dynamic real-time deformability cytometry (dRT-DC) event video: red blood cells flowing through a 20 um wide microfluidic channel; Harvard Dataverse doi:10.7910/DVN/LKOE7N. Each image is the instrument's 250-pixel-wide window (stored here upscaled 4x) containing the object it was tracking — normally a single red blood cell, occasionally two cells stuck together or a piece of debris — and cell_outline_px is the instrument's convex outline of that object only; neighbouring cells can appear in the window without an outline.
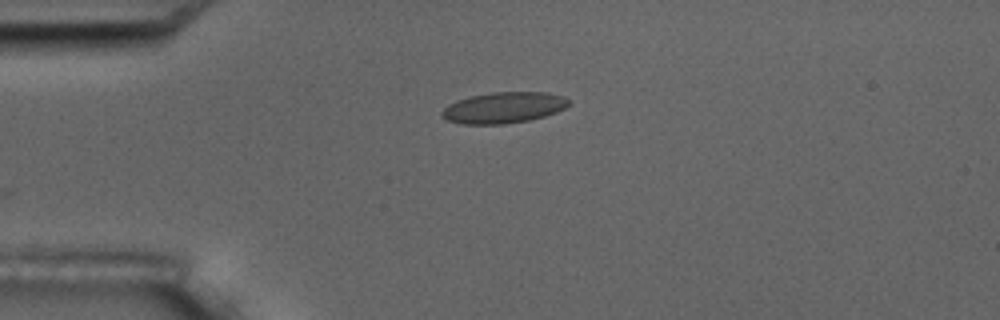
{"species": "common noctule bat (a hibernating species)", "species_latin": "Nyctalus noctula", "temperature_condition": "room temperature", "stored_images_in_passage": 6, "camera_frame_rate_fps": 3000, "um_per_image_px": 0.085, "animal": {"sex": "male", "body_mass_g": 17.5, "forearm_length_mm": 52.3}, "frame": {"image": 1, "passage_image": 1, "time_ms": 0.0, "image_size_px": [1000, 320], "cell_outline_px": [[568, 104], [564, 108], [556, 112], [544, 116], [528, 120], [504, 124], [464, 124], [448, 120], [440, 116], [440, 112], [448, 104], [456, 100], [468, 96], [492, 92], [548, 92], [564, 96], [568, 100]], "centroid_in_image_um": [42.77, 9.14], "position_along_channel_um": 42.2, "area_um2": 23.0}}
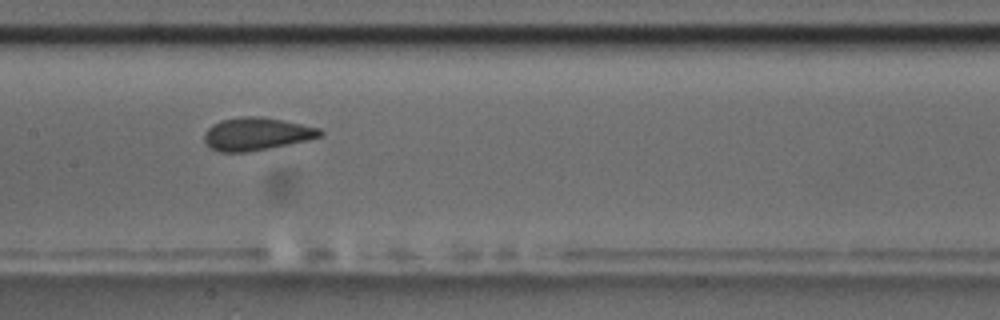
{"frame": {"image": 2, "passage_image": 5, "time_ms": 4.667, "image_size_px": [1000, 320], "cell_outline_px": [[324, 132], [320, 136], [288, 144], [248, 152], [220, 152], [212, 148], [204, 140], [204, 132], [212, 124], [220, 120], [240, 116], [264, 116], [320, 128]], "centroid_in_image_um": [21.77, 11.36], "position_along_channel_um": 185.6, "area_um2": 22.02}}
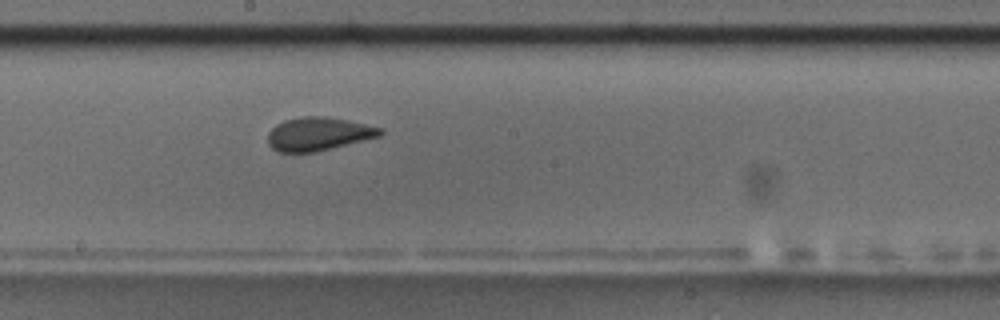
{"frame": {"image": 3, "passage_image": 6, "time_ms": 5.667, "image_size_px": [1000, 320], "cell_outline_px": [[384, 132], [380, 136], [316, 152], [280, 152], [272, 148], [268, 144], [268, 132], [276, 124], [284, 120], [300, 116], [324, 116], [348, 120], [380, 128]], "centroid_in_image_um": [27.03, 11.38], "position_along_channel_um": 221.2, "area_um2": 21.79}}